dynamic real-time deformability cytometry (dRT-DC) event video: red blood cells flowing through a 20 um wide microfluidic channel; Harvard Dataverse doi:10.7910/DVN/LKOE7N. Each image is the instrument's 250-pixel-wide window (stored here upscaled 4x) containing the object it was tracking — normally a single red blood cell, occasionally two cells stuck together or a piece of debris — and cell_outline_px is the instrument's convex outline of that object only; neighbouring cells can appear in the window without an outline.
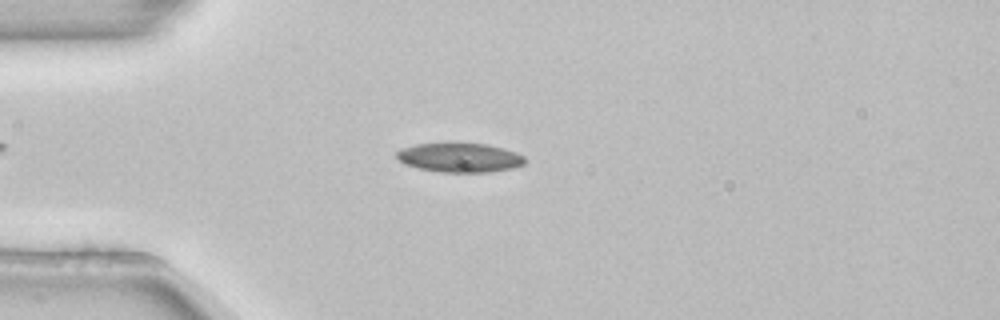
{"species": "common noctule bat (a hibernating species)", "species_latin": "Nyctalus noctula", "temperature_condition": "room temperature", "stored_images_in_passage": 53, "camera_frame_rate_fps": 3000, "um_per_image_px": 0.085, "animal": {"sex": "female", "body_mass_g": 22.7, "forearm_length_mm": 54.2}, "frame": {"image": 1, "passage_image": 14, "time_ms": 4.333, "image_size_px": [1000, 320], "cell_outline_px": [[524, 164], [512, 168], [488, 172], [440, 172], [420, 168], [408, 164], [400, 160], [396, 156], [396, 152], [400, 148], [416, 144], [448, 140], [488, 144], [504, 148], [516, 152], [524, 156]], "centroid_in_image_um": [39.06, 13.34], "position_along_channel_um": 45.9, "area_um2": 22.54}}
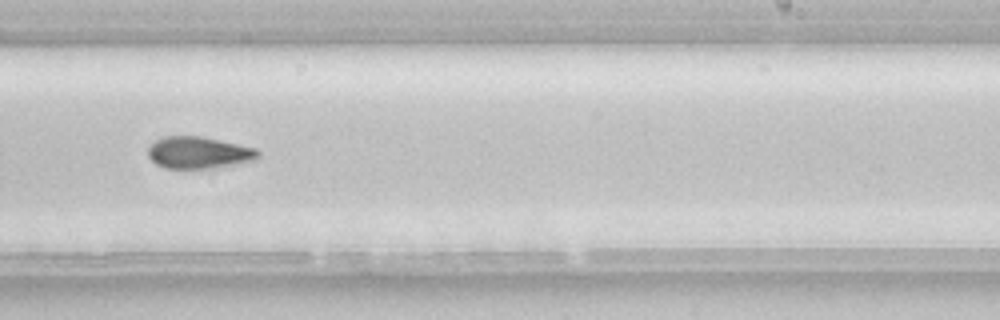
{"frame": {"image": 2, "passage_image": 33, "time_ms": 10.667, "image_size_px": [1000, 320], "cell_outline_px": [[260, 156], [256, 160], [208, 168], [164, 168], [156, 164], [148, 156], [148, 148], [156, 140], [164, 136], [200, 136], [256, 148], [260, 152]], "centroid_in_image_um": [16.88, 12.97], "position_along_channel_um": 272.1, "area_um2": 20.23}}
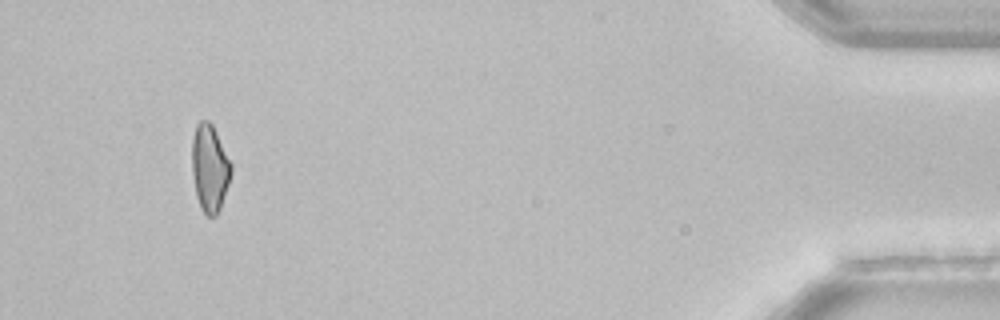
{"frame": {"image": 3, "passage_image": 50, "time_ms": 16.333, "image_size_px": [1000, 320], "cell_outline_px": [[232, 172], [220, 208], [216, 216], [208, 216], [200, 208], [196, 196], [192, 176], [192, 136], [196, 124], [200, 120], [208, 120], [212, 124], [232, 164]], "centroid_in_image_um": [17.81, 14.27], "position_along_channel_um": 417.4, "area_um2": 20.0}, "authors_computed_cell_mechanics": {"area_um2": 20.9236, "velocity_mm_per_s": 3.8624, "shape_relaxation_time_tau1_ms": 7.9189, "shape_relaxation_time_tau2_ms": null, "deformation_change_tau1": 0.1712, "deformation_change_tau2": null}}